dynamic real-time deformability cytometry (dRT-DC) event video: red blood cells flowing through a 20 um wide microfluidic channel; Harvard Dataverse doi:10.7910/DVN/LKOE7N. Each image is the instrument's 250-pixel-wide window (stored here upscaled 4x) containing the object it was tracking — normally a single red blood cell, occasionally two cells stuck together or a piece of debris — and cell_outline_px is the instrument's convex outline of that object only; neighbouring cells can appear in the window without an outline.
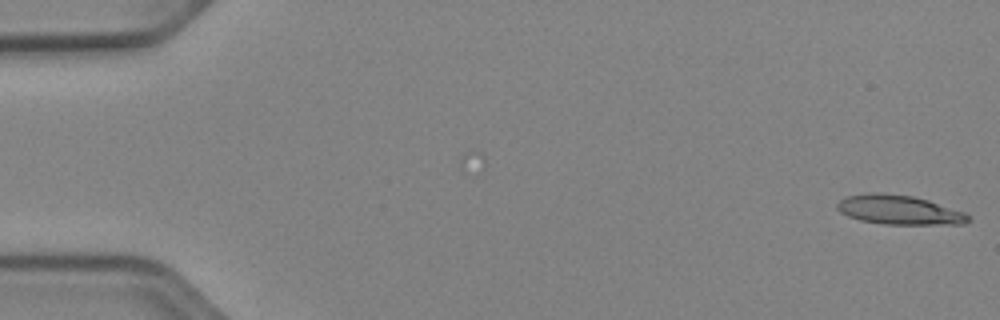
{"species": "Egyptian fruit bat (a non-hibernating species)", "species_latin": "Rousettus aegyptiacus", "temperature_condition": "cold", "stored_images_in_passage": 3, "camera_frame_rate_fps": 3000, "um_per_image_px": 0.085, "animal": {"sex": "female"}, "frame": {"image": 1, "passage_image": 3, "time_ms": 0.667, "image_size_px": [1000, 320], "cell_outline_px": [[968, 220], [964, 224], [884, 224], [860, 220], [848, 216], [840, 212], [836, 208], [836, 204], [840, 200], [848, 196], [868, 192], [880, 192], [912, 196], [928, 200], [964, 212], [968, 216]], "centroid_in_image_um": [76.37, 17.83], "position_along_channel_um": 8.6, "area_um2": 22.25}}